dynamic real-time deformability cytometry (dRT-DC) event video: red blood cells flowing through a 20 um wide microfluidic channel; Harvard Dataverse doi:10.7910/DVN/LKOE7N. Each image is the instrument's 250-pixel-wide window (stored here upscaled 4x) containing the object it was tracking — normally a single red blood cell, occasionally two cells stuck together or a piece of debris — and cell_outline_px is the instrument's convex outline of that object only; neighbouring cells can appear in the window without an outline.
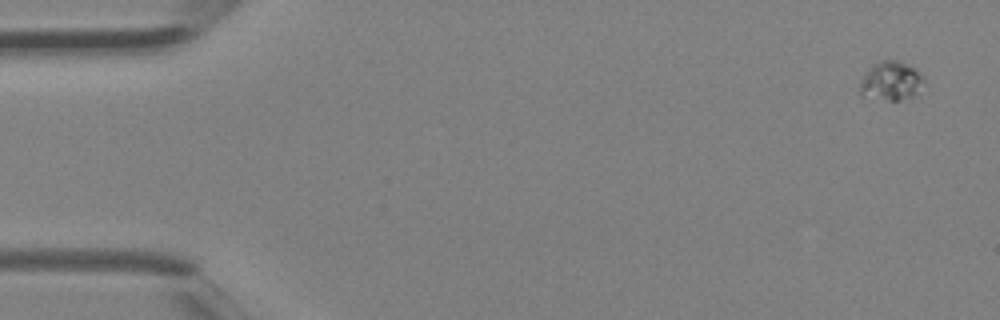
{"species": "Egyptian fruit bat (a non-hibernating species)", "species_latin": "Rousettus aegyptiacus", "temperature_condition": "room temperature", "stored_images_in_passage": 3, "camera_frame_rate_fps": 3000, "um_per_image_px": 0.085, "animal": {"sex": "female"}, "frame": {"image": 1, "passage_image": 1, "time_ms": 0.0, "image_size_px": [1000, 320], "cell_outline_px": [[924, 80], [916, 96], [900, 100], [888, 100], [860, 96], [860, 80], [872, 64], [880, 60], [900, 60], [916, 68], [924, 76]], "centroid_in_image_um": [75.75, 6.87], "position_along_channel_um": 9.3, "area_um2": 14.85}}